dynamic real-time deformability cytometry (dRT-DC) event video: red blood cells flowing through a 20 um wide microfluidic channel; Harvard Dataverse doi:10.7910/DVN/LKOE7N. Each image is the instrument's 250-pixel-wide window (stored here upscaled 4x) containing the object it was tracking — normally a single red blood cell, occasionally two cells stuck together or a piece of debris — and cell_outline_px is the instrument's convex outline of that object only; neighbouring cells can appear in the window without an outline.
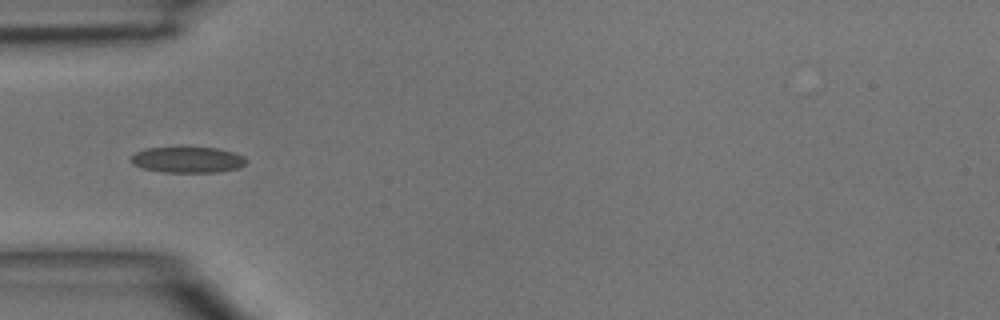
{"species": "common noctule bat (a hibernating species)", "species_latin": "Nyctalus noctula", "temperature_condition": "room temperature", "stored_images_in_passage": 17, "segment_of_instrument_passage": [2, 2], "camera_frame_rate_fps": 3000, "um_per_image_px": 0.085, "animal": {"sex": "male", "body_mass_g": 15.6}, "frame": {"image": 1, "passage_image": 15, "time_ms": 4.667, "image_size_px": [1000, 320], "cell_outline_px": [[248, 160], [240, 168], [216, 172], [164, 172], [144, 168], [132, 164], [132, 156], [136, 152], [144, 148], [176, 144], [180, 144], [220, 148], [244, 156]], "centroid_in_image_um": [15.94, 13.51], "position_along_channel_um": 69.1, "area_um2": 18.38}}